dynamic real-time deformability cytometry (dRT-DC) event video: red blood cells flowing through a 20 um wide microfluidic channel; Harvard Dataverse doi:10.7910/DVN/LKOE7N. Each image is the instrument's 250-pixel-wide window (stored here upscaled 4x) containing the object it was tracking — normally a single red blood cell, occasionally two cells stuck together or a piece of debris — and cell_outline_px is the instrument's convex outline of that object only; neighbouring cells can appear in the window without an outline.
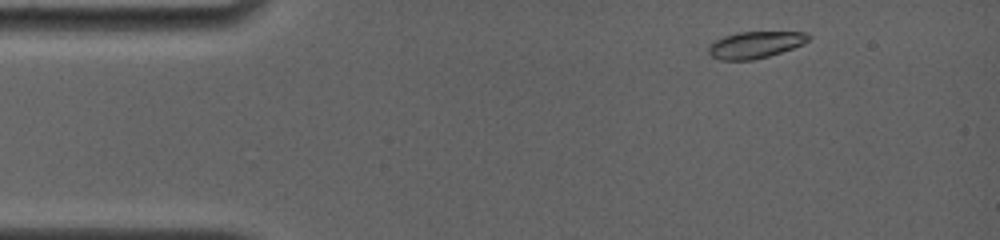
{"species": "common noctule bat (a hibernating species)", "species_latin": "Nyctalus noctula", "temperature_condition": "room temperature", "stored_images_in_passage": 35, "camera_frame_rate_fps": 4000, "um_per_image_px": 0.085, "animal": {"sex": "female", "body_mass_g": 19.0, "forearm_length_mm": 56.7}, "frame": {"image": 1, "passage_image": 2, "time_ms": 0.5, "image_size_px": [1000, 240], "cell_outline_px": [[812, 36], [804, 44], [768, 56], [752, 60], [720, 60], [712, 56], [708, 52], [708, 48], [716, 40], [724, 36], [740, 32], [808, 32]], "centroid_in_image_um": [64.23, 3.8], "position_along_channel_um": 20.8, "area_um2": 15.43}}
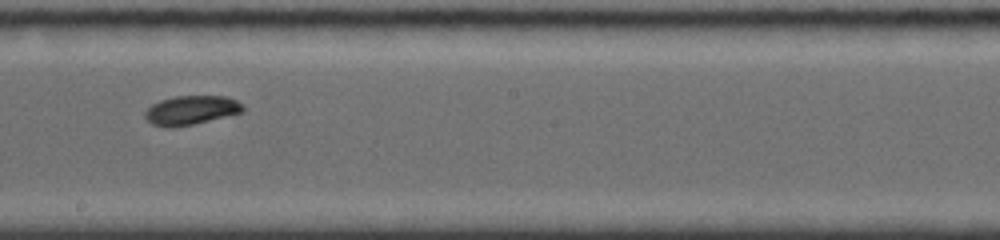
{"frame": {"image": 2, "passage_image": 20, "time_ms": 8.0, "image_size_px": [1000, 240], "cell_outline_px": [[244, 112], [192, 124], [172, 128], [164, 128], [152, 124], [144, 116], [144, 112], [152, 104], [160, 100], [176, 96], [228, 96], [244, 104]], "centroid_in_image_um": [16.25, 9.37], "position_along_channel_um": 232.0, "area_um2": 16.7}}
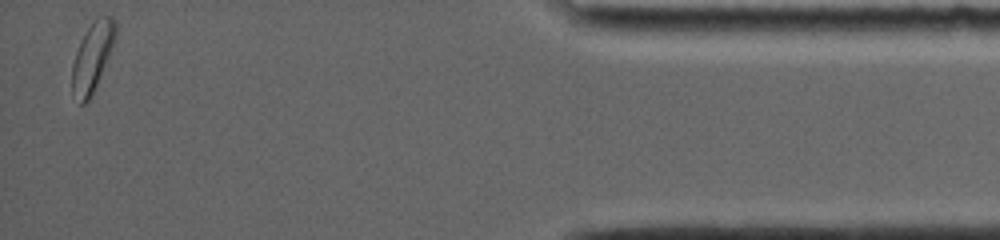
{"frame": {"image": 3, "passage_image": 35, "time_ms": 14.75, "image_size_px": [1000, 240], "cell_outline_px": [[116, 36], [92, 96], [84, 104], [80, 104], [72, 88], [72, 64], [76, 52], [92, 20], [96, 16], [112, 16], [116, 20]], "centroid_in_image_um": [7.86, 4.8], "position_along_channel_um": 427.3, "area_um2": 17.05}, "authors_computed_cell_mechanics": {"area_um2": 16.6464, "velocity_mm_per_s": 3.7554, "shape_relaxation_time_tau1_ms": 2.5675, "shape_relaxation_time_tau2_ms": 8.3869, "deformation_change_tau1": 0.0735, "deformation_change_tau2": 0.0933}}